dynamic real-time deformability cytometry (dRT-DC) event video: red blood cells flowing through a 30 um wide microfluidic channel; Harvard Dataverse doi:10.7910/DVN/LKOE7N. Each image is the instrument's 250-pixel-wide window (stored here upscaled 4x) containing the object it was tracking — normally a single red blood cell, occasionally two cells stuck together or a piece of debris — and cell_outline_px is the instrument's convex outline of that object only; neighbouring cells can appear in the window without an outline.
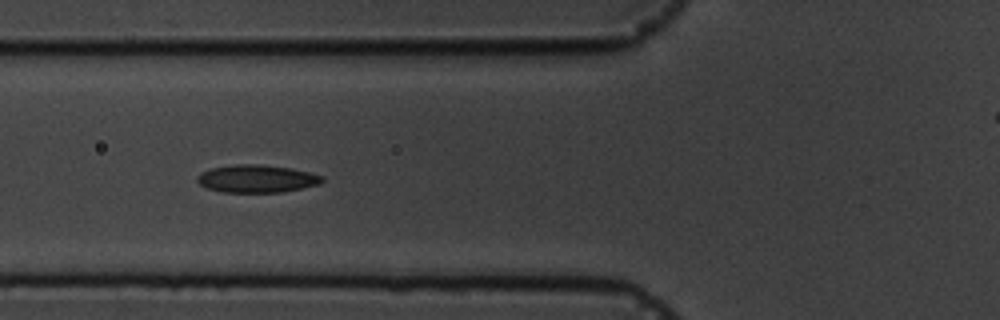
{"species": "common noctule bat (a hibernating species)", "species_latin": "Nyctalus noctula", "temperature_condition": "cold", "stored_images_in_passage": 17, "camera_frame_rate_fps": 3000, "um_per_image_px": 0.085, "animal": {"sex": "male", "body_mass_g": 19.5, "forearm_length_mm": 54.6}, "frame": {"image": 1, "passage_image": 6, "time_ms": 5.667, "image_size_px": [1000, 320], "cell_outline_px": [[324, 180], [320, 184], [280, 192], [220, 192], [204, 188], [196, 180], [196, 176], [212, 168], [236, 164], [256, 164], [292, 168], [324, 176]], "centroid_in_image_um": [21.81, 15.19], "position_along_channel_um": 104.0, "area_um2": 20.11}}
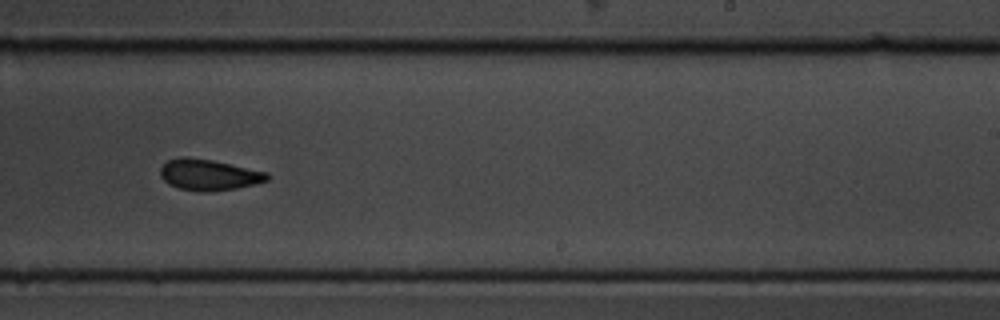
{"frame": {"image": 2, "passage_image": 10, "time_ms": 10.333, "image_size_px": [1000, 320], "cell_outline_px": [[268, 180], [236, 188], [208, 192], [200, 192], [180, 188], [168, 184], [160, 176], [160, 168], [168, 160], [180, 156], [184, 156], [212, 160], [268, 172]], "centroid_in_image_um": [17.71, 14.85], "position_along_channel_um": 271.3, "area_um2": 19.25}}
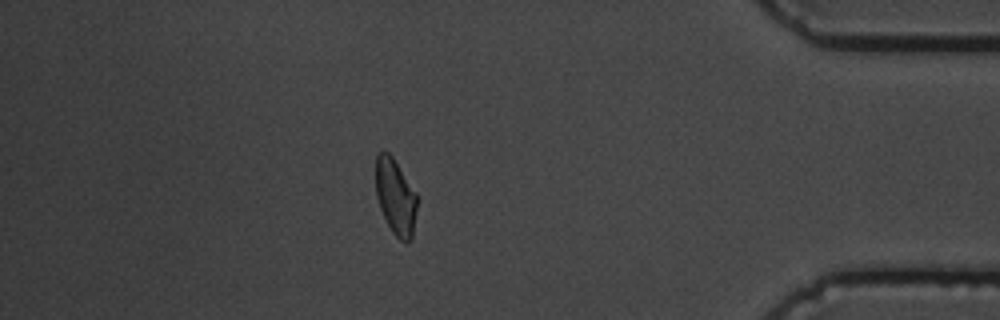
{"frame": {"image": 3, "passage_image": 14, "time_ms": 15.0, "image_size_px": [1000, 320], "cell_outline_px": [[416, 208], [412, 240], [400, 240], [392, 232], [380, 208], [376, 196], [376, 152], [384, 148], [392, 156], [416, 192]], "centroid_in_image_um": [33.59, 16.67], "position_along_channel_um": 401.6, "area_um2": 18.21}, "authors_computed_cell_mechanics": {"area_um2": 19.3052, "velocity_mm_per_s": 3.5915, "shape_relaxation_time_tau1_ms": 3.7514, "shape_relaxation_time_tau2_ms": 2.0006, "deformation_change_tau1": 0.098, "deformation_change_tau2": 0.0627}}